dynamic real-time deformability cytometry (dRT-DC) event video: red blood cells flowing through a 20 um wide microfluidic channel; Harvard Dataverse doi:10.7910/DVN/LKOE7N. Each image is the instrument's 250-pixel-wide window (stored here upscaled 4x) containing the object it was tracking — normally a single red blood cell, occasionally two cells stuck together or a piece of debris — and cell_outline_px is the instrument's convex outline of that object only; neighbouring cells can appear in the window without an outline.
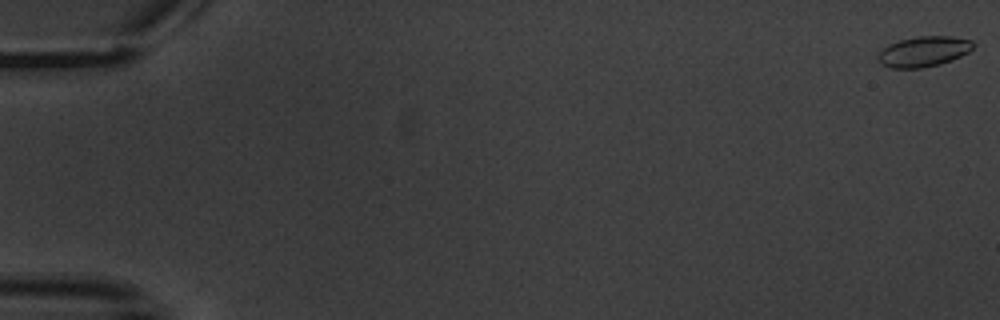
{"species": "common noctule bat (a hibernating species)", "species_latin": "Nyctalus noctula", "temperature_condition": "warm", "stored_images_in_passage": 11, "camera_frame_rate_fps": 3000, "um_per_image_px": 0.085, "animal": {"sex": "male", "body_mass_g": 20.1, "forearm_length_mm": 53.5}, "frame": {"image": 1, "passage_image": 1, "time_ms": 0.0, "image_size_px": [1000, 320], "cell_outline_px": [[976, 44], [968, 52], [952, 60], [940, 64], [920, 68], [892, 68], [880, 64], [876, 56], [888, 44], [900, 40], [916, 36], [952, 36], [972, 40]], "centroid_in_image_um": [78.51, 4.37], "position_along_channel_um": 6.5, "area_um2": 16.94}}
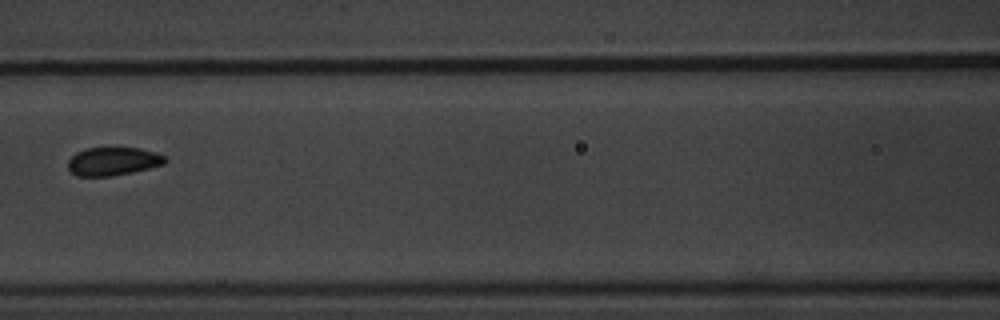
{"frame": {"image": 2, "passage_image": 8, "time_ms": 9.333, "image_size_px": [1000, 320], "cell_outline_px": [[168, 160], [164, 164], [132, 172], [112, 176], [76, 176], [68, 168], [68, 160], [76, 152], [84, 148], [112, 144], [140, 148], [156, 152], [164, 156]], "centroid_in_image_um": [9.6, 13.65], "position_along_channel_um": 157.0, "area_um2": 16.82}}
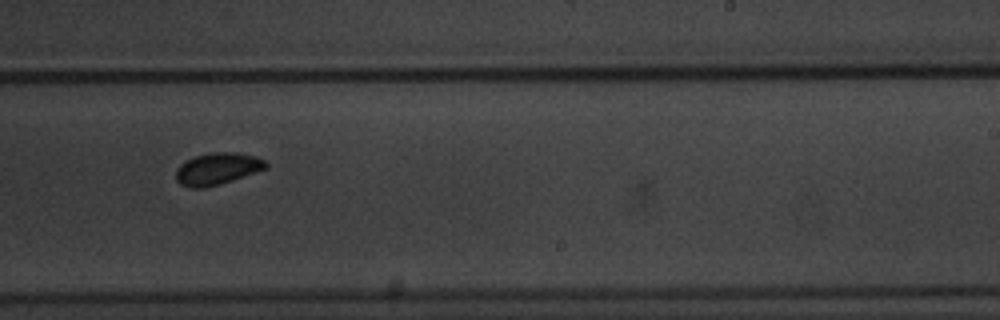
{"frame": {"image": 3, "passage_image": 11, "time_ms": 12.667, "image_size_px": [1000, 320], "cell_outline_px": [[268, 168], [220, 184], [204, 188], [192, 188], [180, 184], [176, 180], [176, 168], [180, 164], [196, 156], [212, 152], [236, 152], [256, 156], [264, 160], [268, 164]], "centroid_in_image_um": [18.48, 14.34], "position_along_channel_um": 270.5, "area_um2": 16.7}}